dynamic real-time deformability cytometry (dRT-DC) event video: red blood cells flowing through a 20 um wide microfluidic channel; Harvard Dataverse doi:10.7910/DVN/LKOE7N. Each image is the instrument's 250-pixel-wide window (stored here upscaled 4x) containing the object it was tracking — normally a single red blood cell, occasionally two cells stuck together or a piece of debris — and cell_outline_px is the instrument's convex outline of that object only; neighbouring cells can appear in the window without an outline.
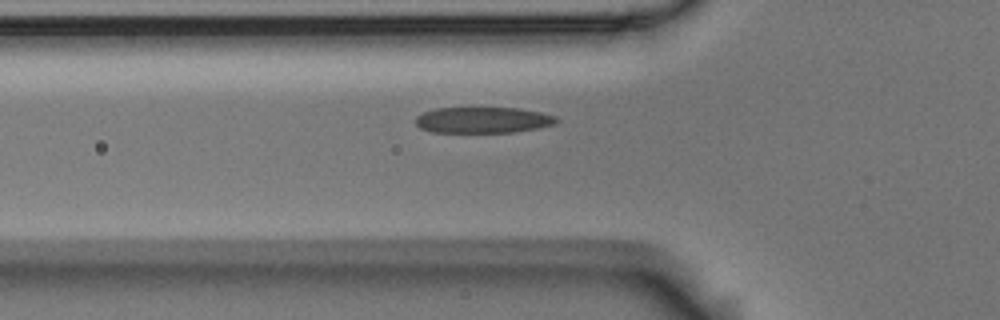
{"species": "Egyptian fruit bat (a non-hibernating species)", "species_latin": "Rousettus aegyptiacus", "temperature_condition": "room temperature", "stored_images_in_passage": 5, "camera_frame_rate_fps": 3000, "um_per_image_px": 0.085, "animal": {"sex": "male"}, "frame": {"image": 1, "passage_image": 5, "time_ms": 1.333, "image_size_px": [1000, 320], "cell_outline_px": [[560, 120], [556, 124], [540, 128], [512, 132], [432, 132], [420, 128], [416, 124], [416, 116], [424, 112], [436, 108], [520, 108], [540, 112], [556, 116]], "centroid_in_image_um": [41.09, 10.2], "position_along_channel_um": 84.7, "area_um2": 21.44}}